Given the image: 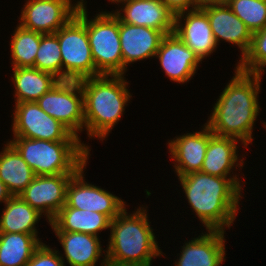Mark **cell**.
Instances as JSON below:
<instances>
[{"instance_id": "ffe728a7", "label": "cell", "mask_w": 266, "mask_h": 266, "mask_svg": "<svg viewBox=\"0 0 266 266\" xmlns=\"http://www.w3.org/2000/svg\"><path fill=\"white\" fill-rule=\"evenodd\" d=\"M54 233L64 251V255L60 253V257L65 266L66 263L70 266H96L103 255L100 266H105L106 250L102 248L99 237L81 232Z\"/></svg>"}, {"instance_id": "1f68e13d", "label": "cell", "mask_w": 266, "mask_h": 266, "mask_svg": "<svg viewBox=\"0 0 266 266\" xmlns=\"http://www.w3.org/2000/svg\"><path fill=\"white\" fill-rule=\"evenodd\" d=\"M166 7L174 14H180L188 10L199 8L197 0H161Z\"/></svg>"}, {"instance_id": "9a60e30c", "label": "cell", "mask_w": 266, "mask_h": 266, "mask_svg": "<svg viewBox=\"0 0 266 266\" xmlns=\"http://www.w3.org/2000/svg\"><path fill=\"white\" fill-rule=\"evenodd\" d=\"M112 12L123 23L157 29L164 35L174 33L175 15L161 0H128Z\"/></svg>"}, {"instance_id": "cb8c5ba5", "label": "cell", "mask_w": 266, "mask_h": 266, "mask_svg": "<svg viewBox=\"0 0 266 266\" xmlns=\"http://www.w3.org/2000/svg\"><path fill=\"white\" fill-rule=\"evenodd\" d=\"M4 206L0 215V232L33 234L42 242L36 224L43 214L20 196H12Z\"/></svg>"}, {"instance_id": "7a4b0ae2", "label": "cell", "mask_w": 266, "mask_h": 266, "mask_svg": "<svg viewBox=\"0 0 266 266\" xmlns=\"http://www.w3.org/2000/svg\"><path fill=\"white\" fill-rule=\"evenodd\" d=\"M177 177L188 205L205 230L226 232V228L230 229L239 212L245 181L240 177H218L202 171Z\"/></svg>"}, {"instance_id": "603a6c76", "label": "cell", "mask_w": 266, "mask_h": 266, "mask_svg": "<svg viewBox=\"0 0 266 266\" xmlns=\"http://www.w3.org/2000/svg\"><path fill=\"white\" fill-rule=\"evenodd\" d=\"M15 103L36 102L60 80L53 74L33 67L13 68Z\"/></svg>"}, {"instance_id": "f1b7e54d", "label": "cell", "mask_w": 266, "mask_h": 266, "mask_svg": "<svg viewBox=\"0 0 266 266\" xmlns=\"http://www.w3.org/2000/svg\"><path fill=\"white\" fill-rule=\"evenodd\" d=\"M228 6L252 33L266 26V0H230Z\"/></svg>"}, {"instance_id": "e0dca14e", "label": "cell", "mask_w": 266, "mask_h": 266, "mask_svg": "<svg viewBox=\"0 0 266 266\" xmlns=\"http://www.w3.org/2000/svg\"><path fill=\"white\" fill-rule=\"evenodd\" d=\"M206 232L183 243L175 266H222L226 260V233L221 230Z\"/></svg>"}, {"instance_id": "6da1fadb", "label": "cell", "mask_w": 266, "mask_h": 266, "mask_svg": "<svg viewBox=\"0 0 266 266\" xmlns=\"http://www.w3.org/2000/svg\"><path fill=\"white\" fill-rule=\"evenodd\" d=\"M233 75L216 100L206 124L214 135L238 139L247 148L254 140L253 128L260 112L262 75L242 72L237 67Z\"/></svg>"}, {"instance_id": "9c48e42d", "label": "cell", "mask_w": 266, "mask_h": 266, "mask_svg": "<svg viewBox=\"0 0 266 266\" xmlns=\"http://www.w3.org/2000/svg\"><path fill=\"white\" fill-rule=\"evenodd\" d=\"M13 137L47 141H81L60 121L44 112L36 102L15 103Z\"/></svg>"}, {"instance_id": "d590c367", "label": "cell", "mask_w": 266, "mask_h": 266, "mask_svg": "<svg viewBox=\"0 0 266 266\" xmlns=\"http://www.w3.org/2000/svg\"><path fill=\"white\" fill-rule=\"evenodd\" d=\"M108 1H110L111 2V4L112 3H114V4H117L118 5V8H119V5L121 4V3H123V2H125V1H128V0H108Z\"/></svg>"}, {"instance_id": "d6a6232c", "label": "cell", "mask_w": 266, "mask_h": 266, "mask_svg": "<svg viewBox=\"0 0 266 266\" xmlns=\"http://www.w3.org/2000/svg\"><path fill=\"white\" fill-rule=\"evenodd\" d=\"M199 8L211 5H228L230 0H197Z\"/></svg>"}, {"instance_id": "8fae6325", "label": "cell", "mask_w": 266, "mask_h": 266, "mask_svg": "<svg viewBox=\"0 0 266 266\" xmlns=\"http://www.w3.org/2000/svg\"><path fill=\"white\" fill-rule=\"evenodd\" d=\"M19 25L41 34L56 33L74 15L83 0H25ZM73 2V3H72Z\"/></svg>"}, {"instance_id": "83f0119b", "label": "cell", "mask_w": 266, "mask_h": 266, "mask_svg": "<svg viewBox=\"0 0 266 266\" xmlns=\"http://www.w3.org/2000/svg\"><path fill=\"white\" fill-rule=\"evenodd\" d=\"M34 68L53 74L62 80V57L58 37L55 33L42 34Z\"/></svg>"}, {"instance_id": "2e32d148", "label": "cell", "mask_w": 266, "mask_h": 266, "mask_svg": "<svg viewBox=\"0 0 266 266\" xmlns=\"http://www.w3.org/2000/svg\"><path fill=\"white\" fill-rule=\"evenodd\" d=\"M174 33L203 61L218 48L202 8L175 15Z\"/></svg>"}, {"instance_id": "8d00e7d4", "label": "cell", "mask_w": 266, "mask_h": 266, "mask_svg": "<svg viewBox=\"0 0 266 266\" xmlns=\"http://www.w3.org/2000/svg\"><path fill=\"white\" fill-rule=\"evenodd\" d=\"M263 124V127H265L266 128V122H264V123H262Z\"/></svg>"}, {"instance_id": "30bf717a", "label": "cell", "mask_w": 266, "mask_h": 266, "mask_svg": "<svg viewBox=\"0 0 266 266\" xmlns=\"http://www.w3.org/2000/svg\"><path fill=\"white\" fill-rule=\"evenodd\" d=\"M86 166L87 162L72 176L67 186L66 204L71 208L104 214L112 221L127 207V203L110 191L86 182Z\"/></svg>"}, {"instance_id": "8992f818", "label": "cell", "mask_w": 266, "mask_h": 266, "mask_svg": "<svg viewBox=\"0 0 266 266\" xmlns=\"http://www.w3.org/2000/svg\"><path fill=\"white\" fill-rule=\"evenodd\" d=\"M86 3L83 0L74 15L55 34L62 57V80L80 81L97 77L86 29Z\"/></svg>"}, {"instance_id": "ba28073f", "label": "cell", "mask_w": 266, "mask_h": 266, "mask_svg": "<svg viewBox=\"0 0 266 266\" xmlns=\"http://www.w3.org/2000/svg\"><path fill=\"white\" fill-rule=\"evenodd\" d=\"M36 103L80 138L79 132L84 131V106L79 81L60 80Z\"/></svg>"}, {"instance_id": "7c38bea8", "label": "cell", "mask_w": 266, "mask_h": 266, "mask_svg": "<svg viewBox=\"0 0 266 266\" xmlns=\"http://www.w3.org/2000/svg\"><path fill=\"white\" fill-rule=\"evenodd\" d=\"M73 175H35L18 196L43 214L49 223L66 204L67 186Z\"/></svg>"}, {"instance_id": "3957f363", "label": "cell", "mask_w": 266, "mask_h": 266, "mask_svg": "<svg viewBox=\"0 0 266 266\" xmlns=\"http://www.w3.org/2000/svg\"><path fill=\"white\" fill-rule=\"evenodd\" d=\"M83 92L84 129L89 138L105 140L132 98L125 75H100L79 81Z\"/></svg>"}, {"instance_id": "277c9868", "label": "cell", "mask_w": 266, "mask_h": 266, "mask_svg": "<svg viewBox=\"0 0 266 266\" xmlns=\"http://www.w3.org/2000/svg\"><path fill=\"white\" fill-rule=\"evenodd\" d=\"M147 208L142 205L131 214L125 208L110 222L106 261L152 263L164 256L150 226Z\"/></svg>"}, {"instance_id": "4dcf8cb0", "label": "cell", "mask_w": 266, "mask_h": 266, "mask_svg": "<svg viewBox=\"0 0 266 266\" xmlns=\"http://www.w3.org/2000/svg\"><path fill=\"white\" fill-rule=\"evenodd\" d=\"M60 252L42 242L25 266H65L60 257Z\"/></svg>"}, {"instance_id": "f546056e", "label": "cell", "mask_w": 266, "mask_h": 266, "mask_svg": "<svg viewBox=\"0 0 266 266\" xmlns=\"http://www.w3.org/2000/svg\"><path fill=\"white\" fill-rule=\"evenodd\" d=\"M236 67L249 74L264 75L266 68V26L252 33V43L247 54Z\"/></svg>"}, {"instance_id": "5bb4252c", "label": "cell", "mask_w": 266, "mask_h": 266, "mask_svg": "<svg viewBox=\"0 0 266 266\" xmlns=\"http://www.w3.org/2000/svg\"><path fill=\"white\" fill-rule=\"evenodd\" d=\"M214 134L209 126L203 124L200 131L184 133L168 141V150L172 158L176 176L201 171L209 139Z\"/></svg>"}, {"instance_id": "4fadbf2b", "label": "cell", "mask_w": 266, "mask_h": 266, "mask_svg": "<svg viewBox=\"0 0 266 266\" xmlns=\"http://www.w3.org/2000/svg\"><path fill=\"white\" fill-rule=\"evenodd\" d=\"M170 81L185 84L196 74L202 63L199 56L175 33L165 35L155 55ZM199 64V65H198Z\"/></svg>"}, {"instance_id": "e575fe53", "label": "cell", "mask_w": 266, "mask_h": 266, "mask_svg": "<svg viewBox=\"0 0 266 266\" xmlns=\"http://www.w3.org/2000/svg\"><path fill=\"white\" fill-rule=\"evenodd\" d=\"M105 266H152V263H132V262L106 261Z\"/></svg>"}, {"instance_id": "ac0fdd59", "label": "cell", "mask_w": 266, "mask_h": 266, "mask_svg": "<svg viewBox=\"0 0 266 266\" xmlns=\"http://www.w3.org/2000/svg\"><path fill=\"white\" fill-rule=\"evenodd\" d=\"M119 35L123 60V75L127 72V66L136 61L155 58L162 38L161 31L145 27L123 23L119 20Z\"/></svg>"}, {"instance_id": "484cf974", "label": "cell", "mask_w": 266, "mask_h": 266, "mask_svg": "<svg viewBox=\"0 0 266 266\" xmlns=\"http://www.w3.org/2000/svg\"><path fill=\"white\" fill-rule=\"evenodd\" d=\"M41 243L33 234L0 232V266H25Z\"/></svg>"}, {"instance_id": "836d02e7", "label": "cell", "mask_w": 266, "mask_h": 266, "mask_svg": "<svg viewBox=\"0 0 266 266\" xmlns=\"http://www.w3.org/2000/svg\"><path fill=\"white\" fill-rule=\"evenodd\" d=\"M12 194L9 192L7 186L0 180V203H6Z\"/></svg>"}, {"instance_id": "44dd1931", "label": "cell", "mask_w": 266, "mask_h": 266, "mask_svg": "<svg viewBox=\"0 0 266 266\" xmlns=\"http://www.w3.org/2000/svg\"><path fill=\"white\" fill-rule=\"evenodd\" d=\"M239 142L232 137L213 135L208 141L201 171L218 177H239V173L237 175L233 172V170L242 169L245 165L243 158L245 154L242 155V159L238 154Z\"/></svg>"}, {"instance_id": "d4e9b609", "label": "cell", "mask_w": 266, "mask_h": 266, "mask_svg": "<svg viewBox=\"0 0 266 266\" xmlns=\"http://www.w3.org/2000/svg\"><path fill=\"white\" fill-rule=\"evenodd\" d=\"M34 172L7 141L0 152V180L12 196H18L33 180Z\"/></svg>"}, {"instance_id": "4316f807", "label": "cell", "mask_w": 266, "mask_h": 266, "mask_svg": "<svg viewBox=\"0 0 266 266\" xmlns=\"http://www.w3.org/2000/svg\"><path fill=\"white\" fill-rule=\"evenodd\" d=\"M10 40L11 67H33L36 53L41 42V33L22 28L19 24L13 31Z\"/></svg>"}, {"instance_id": "7402d4cb", "label": "cell", "mask_w": 266, "mask_h": 266, "mask_svg": "<svg viewBox=\"0 0 266 266\" xmlns=\"http://www.w3.org/2000/svg\"><path fill=\"white\" fill-rule=\"evenodd\" d=\"M111 220L104 214L71 208L65 204L49 222L53 232H81L96 237L110 229Z\"/></svg>"}, {"instance_id": "52a82bcc", "label": "cell", "mask_w": 266, "mask_h": 266, "mask_svg": "<svg viewBox=\"0 0 266 266\" xmlns=\"http://www.w3.org/2000/svg\"><path fill=\"white\" fill-rule=\"evenodd\" d=\"M88 15L86 7V29L96 70L101 75H123L119 18L112 11H100L93 19Z\"/></svg>"}, {"instance_id": "d6986e66", "label": "cell", "mask_w": 266, "mask_h": 266, "mask_svg": "<svg viewBox=\"0 0 266 266\" xmlns=\"http://www.w3.org/2000/svg\"><path fill=\"white\" fill-rule=\"evenodd\" d=\"M206 13L216 44L220 40L236 45L241 51L240 60L247 54L252 43V32L228 5H211L202 8Z\"/></svg>"}, {"instance_id": "5b68a950", "label": "cell", "mask_w": 266, "mask_h": 266, "mask_svg": "<svg viewBox=\"0 0 266 266\" xmlns=\"http://www.w3.org/2000/svg\"><path fill=\"white\" fill-rule=\"evenodd\" d=\"M35 175L75 174L89 160L90 147L82 141H47L13 137L8 141Z\"/></svg>"}]
</instances>
